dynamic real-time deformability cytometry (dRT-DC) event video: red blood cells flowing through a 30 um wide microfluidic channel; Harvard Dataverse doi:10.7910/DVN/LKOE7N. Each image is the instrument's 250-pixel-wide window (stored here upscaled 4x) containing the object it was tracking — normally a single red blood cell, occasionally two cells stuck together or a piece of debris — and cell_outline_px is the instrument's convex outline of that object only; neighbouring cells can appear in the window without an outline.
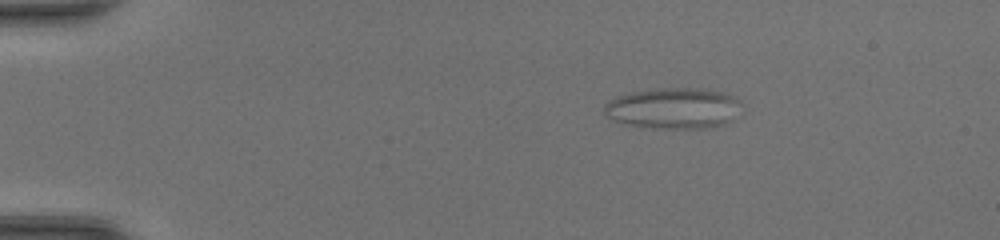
{"species": "common noctule bat (a hibernating species)", "species_latin": "Nyctalus noctula", "temperature_condition": "room temperature", "stored_images_in_passage": 41, "camera_frame_rate_fps": 3000, "um_per_image_px": 0.085, "animal": {"sex": "female", "body_mass_g": 20.0, "forearm_length_mm": 54.0}, "frame": {"image": 1, "passage_image": 1, "time_ms": 0.0, "image_size_px": [1000, 240], "cell_outline_px": [[744, 104], [732, 120], [724, 124], [708, 128], [652, 128], [620, 124], [612, 120], [604, 112], [604, 104], [608, 100], [616, 96], [632, 92], [656, 88], [708, 88], [724, 92], [736, 96]], "centroid_in_image_um": [57.27, 9.19], "position_along_channel_um": 27.7, "area_um2": 33.52}}
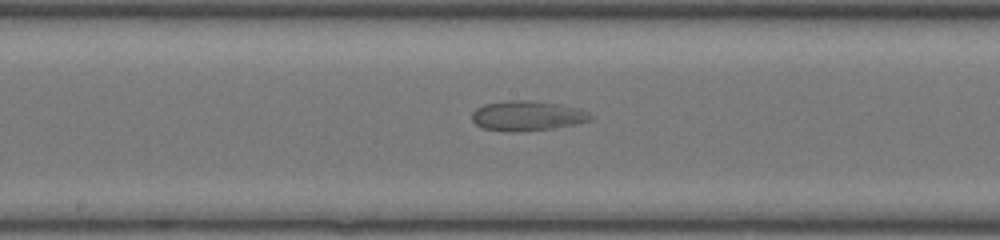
{"frame": {"image": 2, "passage_image": 19, "time_ms": 6.0, "image_size_px": [1000, 240], "cell_outline_px": [[592, 120], [552, 128], [484, 128], [476, 124], [472, 120], [472, 112], [476, 108], [484, 104], [508, 100], [528, 100], [556, 104], [580, 108], [588, 112], [592, 116]], "centroid_in_image_um": [44.84, 9.77], "position_along_channel_um": 203.4, "area_um2": 19.42}}
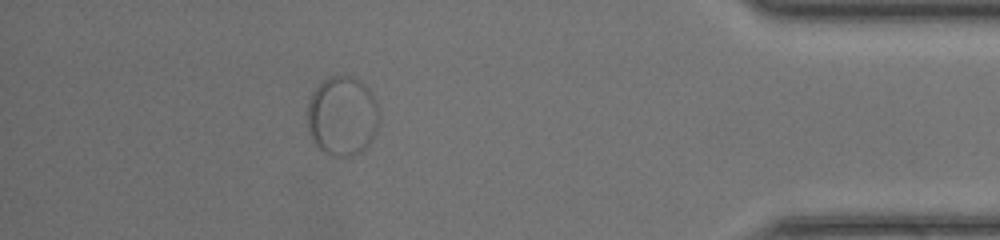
{"frame": {"image": 3, "passage_image": 36, "time_ms": 11.667, "image_size_px": [1000, 240], "cell_outline_px": [[380, 116], [376, 132], [372, 140], [356, 156], [328, 156], [312, 140], [308, 132], [308, 100], [312, 92], [328, 76], [344, 72], [360, 80], [368, 88], [380, 112]], "centroid_in_image_um": [29.1, 9.84], "position_along_channel_um": 406.1, "area_um2": 33.87}}